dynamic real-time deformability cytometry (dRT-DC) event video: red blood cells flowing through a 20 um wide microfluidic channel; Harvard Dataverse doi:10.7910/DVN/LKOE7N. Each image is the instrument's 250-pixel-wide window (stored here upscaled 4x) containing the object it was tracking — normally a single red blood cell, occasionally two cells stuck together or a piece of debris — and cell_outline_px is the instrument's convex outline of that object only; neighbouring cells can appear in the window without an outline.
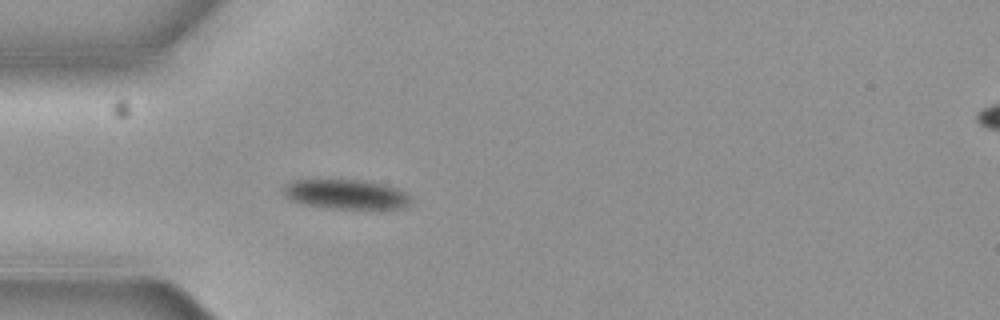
{"species": "common noctule bat (a hibernating species)", "species_latin": "Nyctalus noctula", "temperature_condition": "cold", "stored_images_in_passage": 4, "camera_frame_rate_fps": 3000, "um_per_image_px": 0.085, "animal": {"sex": "female", "body_mass_g": 19.3, "forearm_length_mm": 54.1}, "frame": {"image": 1, "passage_image": 4, "time_ms": 1.0, "image_size_px": [1000, 320], "cell_outline_px": [[408, 204], [400, 208], [328, 208], [300, 204], [288, 200], [284, 196], [280, 188], [288, 180], [312, 176], [368, 180], [384, 184], [396, 188], [404, 192], [408, 196]], "centroid_in_image_um": [29.16, 16.43], "position_along_channel_um": 55.8, "area_um2": 23.29}}